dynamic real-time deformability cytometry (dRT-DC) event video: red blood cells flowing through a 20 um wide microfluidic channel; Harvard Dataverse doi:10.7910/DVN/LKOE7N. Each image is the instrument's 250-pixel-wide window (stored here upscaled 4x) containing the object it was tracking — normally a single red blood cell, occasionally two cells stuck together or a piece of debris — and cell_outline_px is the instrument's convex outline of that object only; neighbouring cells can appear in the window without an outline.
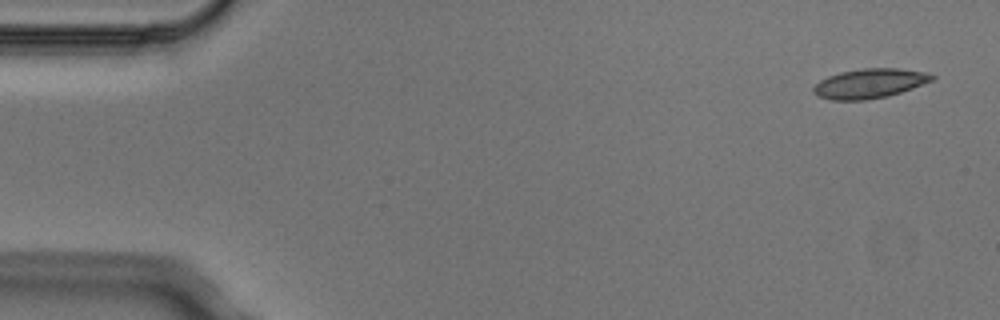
{"species": "Egyptian fruit bat (a non-hibernating species)", "species_latin": "Rousettus aegyptiacus", "temperature_condition": "cold", "stored_images_in_passage": 4, "camera_frame_rate_fps": 3000, "um_per_image_px": 0.085, "animal": {"sex": "male"}, "frame": {"image": 1, "passage_image": 1, "time_ms": 0.0, "image_size_px": [1000, 320], "cell_outline_px": [[936, 76], [932, 80], [912, 88], [888, 96], [864, 100], [832, 100], [816, 96], [812, 92], [812, 88], [820, 80], [828, 76], [840, 72], [864, 68], [896, 68], [928, 72]], "centroid_in_image_um": [73.89, 7.09], "position_along_channel_um": 11.1, "area_um2": 20.4}}
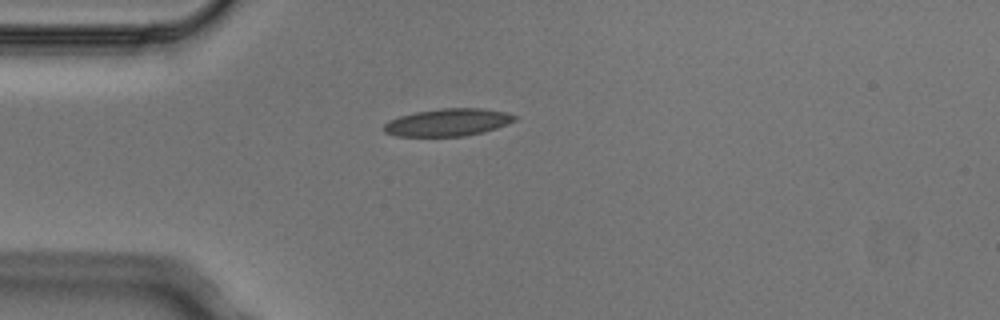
{"frame": {"image": 2, "passage_image": 4, "time_ms": 1.0, "image_size_px": [1000, 320], "cell_outline_px": [[516, 120], [508, 124], [484, 132], [464, 136], [396, 136], [384, 132], [384, 124], [388, 120], [400, 116], [416, 112], [440, 108], [480, 108], [508, 112], [516, 116]], "centroid_in_image_um": [38.08, 10.4], "position_along_channel_um": 46.9, "area_um2": 20.98}}